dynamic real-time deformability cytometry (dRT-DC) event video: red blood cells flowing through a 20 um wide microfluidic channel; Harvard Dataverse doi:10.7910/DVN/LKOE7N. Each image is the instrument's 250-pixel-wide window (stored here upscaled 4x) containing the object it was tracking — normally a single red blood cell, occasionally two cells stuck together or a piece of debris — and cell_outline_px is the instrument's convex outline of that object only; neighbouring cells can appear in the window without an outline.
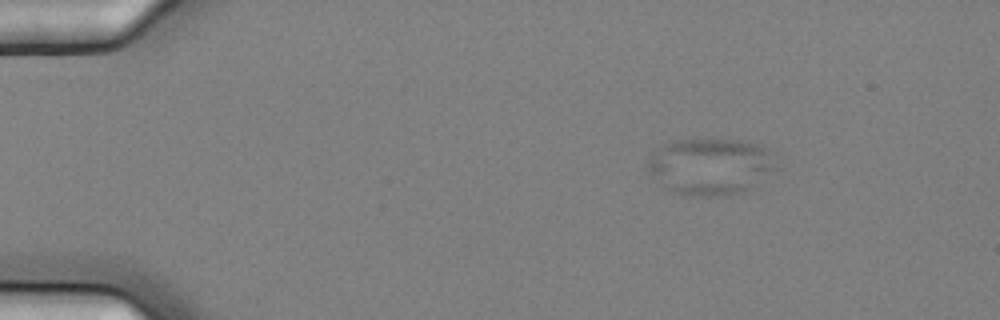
{"species": "common noctule bat (a hibernating species)", "species_latin": "Nyctalus noctula", "temperature_condition": "cold", "stored_images_in_passage": 9, "camera_frame_rate_fps": 3000, "um_per_image_px": 0.085, "animal": {"sex": "female", "body_mass_g": 25.1}, "frame": {"image": 1, "passage_image": 2, "time_ms": 0.333, "image_size_px": [1000, 320], "cell_outline_px": [[780, 168], [744, 188], [736, 192], [716, 196], [708, 196], [676, 192], [664, 188], [648, 172], [648, 160], [652, 152], [664, 144], [672, 140], [744, 140], [760, 144], [776, 152]], "centroid_in_image_um": [60.43, 14.09], "position_along_channel_um": 24.6, "area_um2": 42.25}}
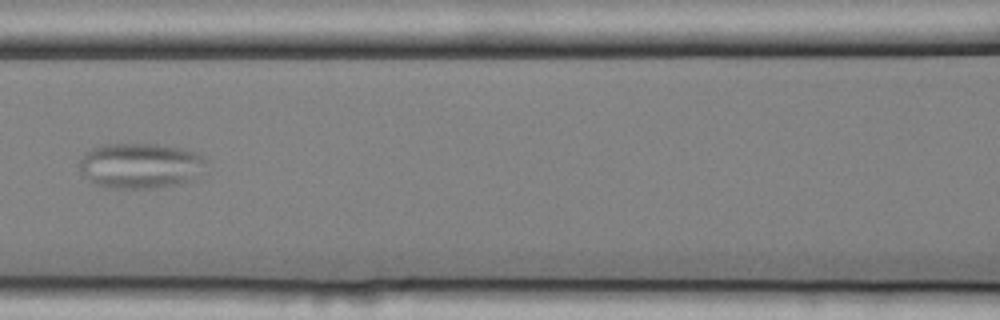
{"frame": {"image": 2, "passage_image": 7, "time_ms": 2.0, "image_size_px": [1000, 320], "cell_outline_px": [[208, 172], [192, 180], [152, 188], [104, 188], [96, 184], [80, 168], [80, 160], [84, 152], [92, 148], [104, 144], [156, 144], [180, 148], [200, 152], [204, 156]], "centroid_in_image_um": [12.02, 14.07], "position_along_channel_um": 154.6, "area_um2": 33.7}}
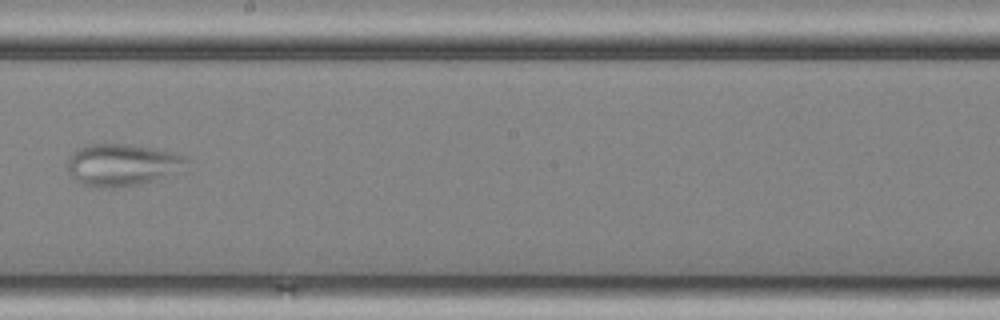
{"frame": {"image": 3, "passage_image": 9, "time_ms": 2.667, "image_size_px": [1000, 320], "cell_outline_px": [[188, 172], [140, 184], [104, 188], [96, 188], [84, 184], [76, 180], [72, 176], [68, 168], [68, 156], [76, 148], [88, 144], [128, 144], [172, 152], [188, 156]], "centroid_in_image_um": [10.48, 14.02], "position_along_channel_um": 237.7, "area_um2": 29.82}}